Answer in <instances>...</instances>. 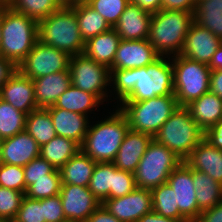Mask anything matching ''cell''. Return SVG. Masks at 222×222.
I'll list each match as a JSON object with an SVG mask.
<instances>
[{
  "instance_id": "obj_1",
  "label": "cell",
  "mask_w": 222,
  "mask_h": 222,
  "mask_svg": "<svg viewBox=\"0 0 222 222\" xmlns=\"http://www.w3.org/2000/svg\"><path fill=\"white\" fill-rule=\"evenodd\" d=\"M110 84L117 105L118 101L119 104L140 102L157 96L174 95L172 61L170 57H159L145 67L111 69Z\"/></svg>"
},
{
  "instance_id": "obj_2",
  "label": "cell",
  "mask_w": 222,
  "mask_h": 222,
  "mask_svg": "<svg viewBox=\"0 0 222 222\" xmlns=\"http://www.w3.org/2000/svg\"><path fill=\"white\" fill-rule=\"evenodd\" d=\"M193 23L194 12L161 9L152 14L147 40L160 57L180 55Z\"/></svg>"
},
{
  "instance_id": "obj_3",
  "label": "cell",
  "mask_w": 222,
  "mask_h": 222,
  "mask_svg": "<svg viewBox=\"0 0 222 222\" xmlns=\"http://www.w3.org/2000/svg\"><path fill=\"white\" fill-rule=\"evenodd\" d=\"M115 112L90 124L81 150L96 162H113L130 129L125 115L116 106Z\"/></svg>"
},
{
  "instance_id": "obj_4",
  "label": "cell",
  "mask_w": 222,
  "mask_h": 222,
  "mask_svg": "<svg viewBox=\"0 0 222 222\" xmlns=\"http://www.w3.org/2000/svg\"><path fill=\"white\" fill-rule=\"evenodd\" d=\"M38 41V22L2 4L0 55L17 67Z\"/></svg>"
},
{
  "instance_id": "obj_5",
  "label": "cell",
  "mask_w": 222,
  "mask_h": 222,
  "mask_svg": "<svg viewBox=\"0 0 222 222\" xmlns=\"http://www.w3.org/2000/svg\"><path fill=\"white\" fill-rule=\"evenodd\" d=\"M38 40L70 56L83 54L85 41L81 37L73 6H61L38 22Z\"/></svg>"
},
{
  "instance_id": "obj_6",
  "label": "cell",
  "mask_w": 222,
  "mask_h": 222,
  "mask_svg": "<svg viewBox=\"0 0 222 222\" xmlns=\"http://www.w3.org/2000/svg\"><path fill=\"white\" fill-rule=\"evenodd\" d=\"M118 106L130 129L154 137L179 104L175 95H165L140 102H122Z\"/></svg>"
},
{
  "instance_id": "obj_7",
  "label": "cell",
  "mask_w": 222,
  "mask_h": 222,
  "mask_svg": "<svg viewBox=\"0 0 222 222\" xmlns=\"http://www.w3.org/2000/svg\"><path fill=\"white\" fill-rule=\"evenodd\" d=\"M205 138V132L191 118L186 107H178L153 137L183 161Z\"/></svg>"
},
{
  "instance_id": "obj_8",
  "label": "cell",
  "mask_w": 222,
  "mask_h": 222,
  "mask_svg": "<svg viewBox=\"0 0 222 222\" xmlns=\"http://www.w3.org/2000/svg\"><path fill=\"white\" fill-rule=\"evenodd\" d=\"M174 77V95L180 107H186L210 91L209 65L185 58L171 57Z\"/></svg>"
},
{
  "instance_id": "obj_9",
  "label": "cell",
  "mask_w": 222,
  "mask_h": 222,
  "mask_svg": "<svg viewBox=\"0 0 222 222\" xmlns=\"http://www.w3.org/2000/svg\"><path fill=\"white\" fill-rule=\"evenodd\" d=\"M182 162L174 152L152 139L134 172L136 187L152 190L167 183Z\"/></svg>"
},
{
  "instance_id": "obj_10",
  "label": "cell",
  "mask_w": 222,
  "mask_h": 222,
  "mask_svg": "<svg viewBox=\"0 0 222 222\" xmlns=\"http://www.w3.org/2000/svg\"><path fill=\"white\" fill-rule=\"evenodd\" d=\"M69 70L73 86L94 94L102 103L111 100L108 99L110 70L107 67L79 54L71 56Z\"/></svg>"
},
{
  "instance_id": "obj_11",
  "label": "cell",
  "mask_w": 222,
  "mask_h": 222,
  "mask_svg": "<svg viewBox=\"0 0 222 222\" xmlns=\"http://www.w3.org/2000/svg\"><path fill=\"white\" fill-rule=\"evenodd\" d=\"M70 58L67 52L38 40L17 68L24 76L33 80L56 72L67 71Z\"/></svg>"
},
{
  "instance_id": "obj_12",
  "label": "cell",
  "mask_w": 222,
  "mask_h": 222,
  "mask_svg": "<svg viewBox=\"0 0 222 222\" xmlns=\"http://www.w3.org/2000/svg\"><path fill=\"white\" fill-rule=\"evenodd\" d=\"M167 183L173 188L179 213L188 221L195 222L200 213L195 197L193 169L184 161L168 177Z\"/></svg>"
},
{
  "instance_id": "obj_13",
  "label": "cell",
  "mask_w": 222,
  "mask_h": 222,
  "mask_svg": "<svg viewBox=\"0 0 222 222\" xmlns=\"http://www.w3.org/2000/svg\"><path fill=\"white\" fill-rule=\"evenodd\" d=\"M102 205L120 221L137 222L152 211V192L136 187L123 197L106 199Z\"/></svg>"
},
{
  "instance_id": "obj_14",
  "label": "cell",
  "mask_w": 222,
  "mask_h": 222,
  "mask_svg": "<svg viewBox=\"0 0 222 222\" xmlns=\"http://www.w3.org/2000/svg\"><path fill=\"white\" fill-rule=\"evenodd\" d=\"M59 195L67 221L86 222L101 205L89 188L84 186L62 184Z\"/></svg>"
},
{
  "instance_id": "obj_15",
  "label": "cell",
  "mask_w": 222,
  "mask_h": 222,
  "mask_svg": "<svg viewBox=\"0 0 222 222\" xmlns=\"http://www.w3.org/2000/svg\"><path fill=\"white\" fill-rule=\"evenodd\" d=\"M222 40L195 21L191 25L180 55L193 61L209 65Z\"/></svg>"
},
{
  "instance_id": "obj_16",
  "label": "cell",
  "mask_w": 222,
  "mask_h": 222,
  "mask_svg": "<svg viewBox=\"0 0 222 222\" xmlns=\"http://www.w3.org/2000/svg\"><path fill=\"white\" fill-rule=\"evenodd\" d=\"M160 56L147 39L120 40L112 69H134L152 64Z\"/></svg>"
},
{
  "instance_id": "obj_17",
  "label": "cell",
  "mask_w": 222,
  "mask_h": 222,
  "mask_svg": "<svg viewBox=\"0 0 222 222\" xmlns=\"http://www.w3.org/2000/svg\"><path fill=\"white\" fill-rule=\"evenodd\" d=\"M39 155L40 146L25 130L1 142L0 163L24 167Z\"/></svg>"
},
{
  "instance_id": "obj_18",
  "label": "cell",
  "mask_w": 222,
  "mask_h": 222,
  "mask_svg": "<svg viewBox=\"0 0 222 222\" xmlns=\"http://www.w3.org/2000/svg\"><path fill=\"white\" fill-rule=\"evenodd\" d=\"M0 98L27 115L37 108L33 80L17 70L0 89Z\"/></svg>"
},
{
  "instance_id": "obj_19",
  "label": "cell",
  "mask_w": 222,
  "mask_h": 222,
  "mask_svg": "<svg viewBox=\"0 0 222 222\" xmlns=\"http://www.w3.org/2000/svg\"><path fill=\"white\" fill-rule=\"evenodd\" d=\"M46 109L50 113L57 136L76 141L81 146L90 126L89 116L54 106Z\"/></svg>"
},
{
  "instance_id": "obj_20",
  "label": "cell",
  "mask_w": 222,
  "mask_h": 222,
  "mask_svg": "<svg viewBox=\"0 0 222 222\" xmlns=\"http://www.w3.org/2000/svg\"><path fill=\"white\" fill-rule=\"evenodd\" d=\"M153 137L147 133L129 129L113 161L123 171L134 173Z\"/></svg>"
},
{
  "instance_id": "obj_21",
  "label": "cell",
  "mask_w": 222,
  "mask_h": 222,
  "mask_svg": "<svg viewBox=\"0 0 222 222\" xmlns=\"http://www.w3.org/2000/svg\"><path fill=\"white\" fill-rule=\"evenodd\" d=\"M151 17L152 13L130 2L113 29L122 40L147 39Z\"/></svg>"
},
{
  "instance_id": "obj_22",
  "label": "cell",
  "mask_w": 222,
  "mask_h": 222,
  "mask_svg": "<svg viewBox=\"0 0 222 222\" xmlns=\"http://www.w3.org/2000/svg\"><path fill=\"white\" fill-rule=\"evenodd\" d=\"M37 108L53 106L60 95L72 85L70 70L33 79Z\"/></svg>"
},
{
  "instance_id": "obj_23",
  "label": "cell",
  "mask_w": 222,
  "mask_h": 222,
  "mask_svg": "<svg viewBox=\"0 0 222 222\" xmlns=\"http://www.w3.org/2000/svg\"><path fill=\"white\" fill-rule=\"evenodd\" d=\"M184 162L191 169L207 174L222 185V151L205 138L191 151Z\"/></svg>"
},
{
  "instance_id": "obj_24",
  "label": "cell",
  "mask_w": 222,
  "mask_h": 222,
  "mask_svg": "<svg viewBox=\"0 0 222 222\" xmlns=\"http://www.w3.org/2000/svg\"><path fill=\"white\" fill-rule=\"evenodd\" d=\"M120 40V36L111 28L87 40L83 54L111 70Z\"/></svg>"
},
{
  "instance_id": "obj_25",
  "label": "cell",
  "mask_w": 222,
  "mask_h": 222,
  "mask_svg": "<svg viewBox=\"0 0 222 222\" xmlns=\"http://www.w3.org/2000/svg\"><path fill=\"white\" fill-rule=\"evenodd\" d=\"M186 108L204 132L222 120V99L211 91L188 104Z\"/></svg>"
},
{
  "instance_id": "obj_26",
  "label": "cell",
  "mask_w": 222,
  "mask_h": 222,
  "mask_svg": "<svg viewBox=\"0 0 222 222\" xmlns=\"http://www.w3.org/2000/svg\"><path fill=\"white\" fill-rule=\"evenodd\" d=\"M96 163L80 150L59 169L62 184L88 187Z\"/></svg>"
},
{
  "instance_id": "obj_27",
  "label": "cell",
  "mask_w": 222,
  "mask_h": 222,
  "mask_svg": "<svg viewBox=\"0 0 222 222\" xmlns=\"http://www.w3.org/2000/svg\"><path fill=\"white\" fill-rule=\"evenodd\" d=\"M102 104L104 103L94 94L70 85V87L59 96L53 106L88 116V114L92 113L91 111L97 110V107ZM94 108L96 109L93 110Z\"/></svg>"
},
{
  "instance_id": "obj_28",
  "label": "cell",
  "mask_w": 222,
  "mask_h": 222,
  "mask_svg": "<svg viewBox=\"0 0 222 222\" xmlns=\"http://www.w3.org/2000/svg\"><path fill=\"white\" fill-rule=\"evenodd\" d=\"M81 150V146L73 140L56 136L40 147V157L53 167L60 169L70 158Z\"/></svg>"
},
{
  "instance_id": "obj_29",
  "label": "cell",
  "mask_w": 222,
  "mask_h": 222,
  "mask_svg": "<svg viewBox=\"0 0 222 222\" xmlns=\"http://www.w3.org/2000/svg\"><path fill=\"white\" fill-rule=\"evenodd\" d=\"M73 10L76 12L80 34L85 42L112 28L104 17L87 3L74 4Z\"/></svg>"
},
{
  "instance_id": "obj_30",
  "label": "cell",
  "mask_w": 222,
  "mask_h": 222,
  "mask_svg": "<svg viewBox=\"0 0 222 222\" xmlns=\"http://www.w3.org/2000/svg\"><path fill=\"white\" fill-rule=\"evenodd\" d=\"M193 183L198 208L201 211L212 208L222 201V185L207 174L193 170Z\"/></svg>"
},
{
  "instance_id": "obj_31",
  "label": "cell",
  "mask_w": 222,
  "mask_h": 222,
  "mask_svg": "<svg viewBox=\"0 0 222 222\" xmlns=\"http://www.w3.org/2000/svg\"><path fill=\"white\" fill-rule=\"evenodd\" d=\"M25 131L40 147L57 136L50 113L44 108H38L27 115Z\"/></svg>"
},
{
  "instance_id": "obj_32",
  "label": "cell",
  "mask_w": 222,
  "mask_h": 222,
  "mask_svg": "<svg viewBox=\"0 0 222 222\" xmlns=\"http://www.w3.org/2000/svg\"><path fill=\"white\" fill-rule=\"evenodd\" d=\"M194 21L222 40V0H200Z\"/></svg>"
},
{
  "instance_id": "obj_33",
  "label": "cell",
  "mask_w": 222,
  "mask_h": 222,
  "mask_svg": "<svg viewBox=\"0 0 222 222\" xmlns=\"http://www.w3.org/2000/svg\"><path fill=\"white\" fill-rule=\"evenodd\" d=\"M152 211L167 218H175L180 222H188L180 213L173 188L164 183L151 190Z\"/></svg>"
},
{
  "instance_id": "obj_34",
  "label": "cell",
  "mask_w": 222,
  "mask_h": 222,
  "mask_svg": "<svg viewBox=\"0 0 222 222\" xmlns=\"http://www.w3.org/2000/svg\"><path fill=\"white\" fill-rule=\"evenodd\" d=\"M114 182V163L97 162L88 188L102 204L106 199H110V188Z\"/></svg>"
},
{
  "instance_id": "obj_35",
  "label": "cell",
  "mask_w": 222,
  "mask_h": 222,
  "mask_svg": "<svg viewBox=\"0 0 222 222\" xmlns=\"http://www.w3.org/2000/svg\"><path fill=\"white\" fill-rule=\"evenodd\" d=\"M5 4L36 22L42 21L61 7L57 0H8Z\"/></svg>"
},
{
  "instance_id": "obj_36",
  "label": "cell",
  "mask_w": 222,
  "mask_h": 222,
  "mask_svg": "<svg viewBox=\"0 0 222 222\" xmlns=\"http://www.w3.org/2000/svg\"><path fill=\"white\" fill-rule=\"evenodd\" d=\"M27 114L0 98V140L25 130Z\"/></svg>"
},
{
  "instance_id": "obj_37",
  "label": "cell",
  "mask_w": 222,
  "mask_h": 222,
  "mask_svg": "<svg viewBox=\"0 0 222 222\" xmlns=\"http://www.w3.org/2000/svg\"><path fill=\"white\" fill-rule=\"evenodd\" d=\"M61 177L59 169L52 174H47V178L34 179L33 184L28 186L25 196L35 200L59 195L61 190Z\"/></svg>"
},
{
  "instance_id": "obj_38",
  "label": "cell",
  "mask_w": 222,
  "mask_h": 222,
  "mask_svg": "<svg viewBox=\"0 0 222 222\" xmlns=\"http://www.w3.org/2000/svg\"><path fill=\"white\" fill-rule=\"evenodd\" d=\"M25 194L0 186V222H12Z\"/></svg>"
},
{
  "instance_id": "obj_39",
  "label": "cell",
  "mask_w": 222,
  "mask_h": 222,
  "mask_svg": "<svg viewBox=\"0 0 222 222\" xmlns=\"http://www.w3.org/2000/svg\"><path fill=\"white\" fill-rule=\"evenodd\" d=\"M130 0H89L87 4L101 14L113 28Z\"/></svg>"
},
{
  "instance_id": "obj_40",
  "label": "cell",
  "mask_w": 222,
  "mask_h": 222,
  "mask_svg": "<svg viewBox=\"0 0 222 222\" xmlns=\"http://www.w3.org/2000/svg\"><path fill=\"white\" fill-rule=\"evenodd\" d=\"M0 186L25 194L26 184L23 167L0 163Z\"/></svg>"
},
{
  "instance_id": "obj_41",
  "label": "cell",
  "mask_w": 222,
  "mask_h": 222,
  "mask_svg": "<svg viewBox=\"0 0 222 222\" xmlns=\"http://www.w3.org/2000/svg\"><path fill=\"white\" fill-rule=\"evenodd\" d=\"M12 222H46L43 217V199L35 200L24 196Z\"/></svg>"
},
{
  "instance_id": "obj_42",
  "label": "cell",
  "mask_w": 222,
  "mask_h": 222,
  "mask_svg": "<svg viewBox=\"0 0 222 222\" xmlns=\"http://www.w3.org/2000/svg\"><path fill=\"white\" fill-rule=\"evenodd\" d=\"M136 188L134 173L118 169L114 165L113 188H110V198L123 197Z\"/></svg>"
},
{
  "instance_id": "obj_43",
  "label": "cell",
  "mask_w": 222,
  "mask_h": 222,
  "mask_svg": "<svg viewBox=\"0 0 222 222\" xmlns=\"http://www.w3.org/2000/svg\"><path fill=\"white\" fill-rule=\"evenodd\" d=\"M26 189L33 184L34 179L47 178V174H52L56 168L47 160L40 156L31 160L23 167Z\"/></svg>"
},
{
  "instance_id": "obj_44",
  "label": "cell",
  "mask_w": 222,
  "mask_h": 222,
  "mask_svg": "<svg viewBox=\"0 0 222 222\" xmlns=\"http://www.w3.org/2000/svg\"><path fill=\"white\" fill-rule=\"evenodd\" d=\"M43 217L46 222H65L60 195L43 199Z\"/></svg>"
},
{
  "instance_id": "obj_45",
  "label": "cell",
  "mask_w": 222,
  "mask_h": 222,
  "mask_svg": "<svg viewBox=\"0 0 222 222\" xmlns=\"http://www.w3.org/2000/svg\"><path fill=\"white\" fill-rule=\"evenodd\" d=\"M197 3L195 0H162L163 10H179L195 12Z\"/></svg>"
},
{
  "instance_id": "obj_46",
  "label": "cell",
  "mask_w": 222,
  "mask_h": 222,
  "mask_svg": "<svg viewBox=\"0 0 222 222\" xmlns=\"http://www.w3.org/2000/svg\"><path fill=\"white\" fill-rule=\"evenodd\" d=\"M195 222H222V201L202 211Z\"/></svg>"
},
{
  "instance_id": "obj_47",
  "label": "cell",
  "mask_w": 222,
  "mask_h": 222,
  "mask_svg": "<svg viewBox=\"0 0 222 222\" xmlns=\"http://www.w3.org/2000/svg\"><path fill=\"white\" fill-rule=\"evenodd\" d=\"M17 70V66L11 60L0 55V89Z\"/></svg>"
},
{
  "instance_id": "obj_48",
  "label": "cell",
  "mask_w": 222,
  "mask_h": 222,
  "mask_svg": "<svg viewBox=\"0 0 222 222\" xmlns=\"http://www.w3.org/2000/svg\"><path fill=\"white\" fill-rule=\"evenodd\" d=\"M205 139L222 151V120L205 132Z\"/></svg>"
},
{
  "instance_id": "obj_49",
  "label": "cell",
  "mask_w": 222,
  "mask_h": 222,
  "mask_svg": "<svg viewBox=\"0 0 222 222\" xmlns=\"http://www.w3.org/2000/svg\"><path fill=\"white\" fill-rule=\"evenodd\" d=\"M86 222H123L113 216L102 204L88 217Z\"/></svg>"
},
{
  "instance_id": "obj_50",
  "label": "cell",
  "mask_w": 222,
  "mask_h": 222,
  "mask_svg": "<svg viewBox=\"0 0 222 222\" xmlns=\"http://www.w3.org/2000/svg\"><path fill=\"white\" fill-rule=\"evenodd\" d=\"M210 91L222 99V70H211Z\"/></svg>"
},
{
  "instance_id": "obj_51",
  "label": "cell",
  "mask_w": 222,
  "mask_h": 222,
  "mask_svg": "<svg viewBox=\"0 0 222 222\" xmlns=\"http://www.w3.org/2000/svg\"><path fill=\"white\" fill-rule=\"evenodd\" d=\"M130 2L152 14L162 9V0H130Z\"/></svg>"
},
{
  "instance_id": "obj_52",
  "label": "cell",
  "mask_w": 222,
  "mask_h": 222,
  "mask_svg": "<svg viewBox=\"0 0 222 222\" xmlns=\"http://www.w3.org/2000/svg\"><path fill=\"white\" fill-rule=\"evenodd\" d=\"M137 222H180L175 218H167L162 215H159L156 212H149L144 214Z\"/></svg>"
},
{
  "instance_id": "obj_53",
  "label": "cell",
  "mask_w": 222,
  "mask_h": 222,
  "mask_svg": "<svg viewBox=\"0 0 222 222\" xmlns=\"http://www.w3.org/2000/svg\"><path fill=\"white\" fill-rule=\"evenodd\" d=\"M209 67L211 70H222V44L218 47L217 51L212 56Z\"/></svg>"
},
{
  "instance_id": "obj_54",
  "label": "cell",
  "mask_w": 222,
  "mask_h": 222,
  "mask_svg": "<svg viewBox=\"0 0 222 222\" xmlns=\"http://www.w3.org/2000/svg\"><path fill=\"white\" fill-rule=\"evenodd\" d=\"M61 6H73L74 0H57Z\"/></svg>"
},
{
  "instance_id": "obj_55",
  "label": "cell",
  "mask_w": 222,
  "mask_h": 222,
  "mask_svg": "<svg viewBox=\"0 0 222 222\" xmlns=\"http://www.w3.org/2000/svg\"><path fill=\"white\" fill-rule=\"evenodd\" d=\"M2 4H0V46H1Z\"/></svg>"
},
{
  "instance_id": "obj_56",
  "label": "cell",
  "mask_w": 222,
  "mask_h": 222,
  "mask_svg": "<svg viewBox=\"0 0 222 222\" xmlns=\"http://www.w3.org/2000/svg\"><path fill=\"white\" fill-rule=\"evenodd\" d=\"M89 0H74V4L77 3H87Z\"/></svg>"
},
{
  "instance_id": "obj_57",
  "label": "cell",
  "mask_w": 222,
  "mask_h": 222,
  "mask_svg": "<svg viewBox=\"0 0 222 222\" xmlns=\"http://www.w3.org/2000/svg\"><path fill=\"white\" fill-rule=\"evenodd\" d=\"M8 0H0V4H5Z\"/></svg>"
}]
</instances>
